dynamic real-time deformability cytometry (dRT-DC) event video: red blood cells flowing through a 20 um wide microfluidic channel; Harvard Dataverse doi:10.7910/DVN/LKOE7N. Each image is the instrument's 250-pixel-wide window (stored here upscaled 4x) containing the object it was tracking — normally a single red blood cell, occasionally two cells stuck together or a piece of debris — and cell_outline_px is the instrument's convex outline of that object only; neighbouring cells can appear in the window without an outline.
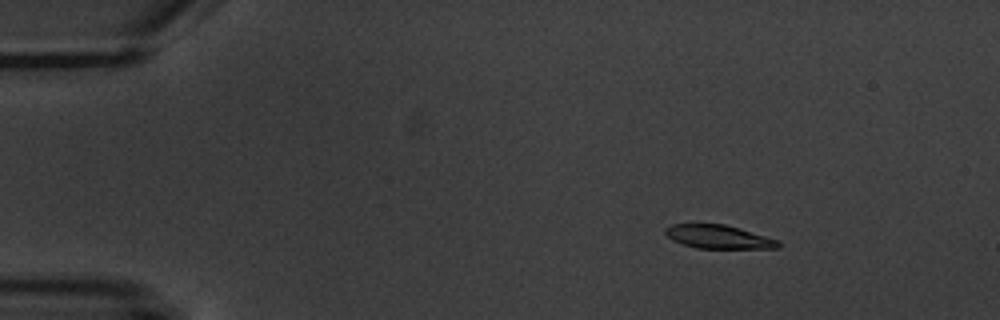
{"species": "common noctule bat (a hibernating species)", "species_latin": "Nyctalus noctula", "temperature_condition": "warm", "stored_images_in_passage": 5, "camera_frame_rate_fps": 3000, "um_per_image_px": 0.085, "animal": {"sex": "male", "body_mass_g": 20.1, "forearm_length_mm": 53.5}, "frame": {"image": 1, "passage_image": 2, "time_ms": 1.0, "image_size_px": [1000, 320], "cell_outline_px": [[780, 248], [696, 248], [672, 240], [664, 232], [664, 228], [672, 224], [724, 224], [740, 228], [780, 240]], "centroid_in_image_um": [61.09, 20.12], "position_along_channel_um": 23.9, "area_um2": 15.49}}
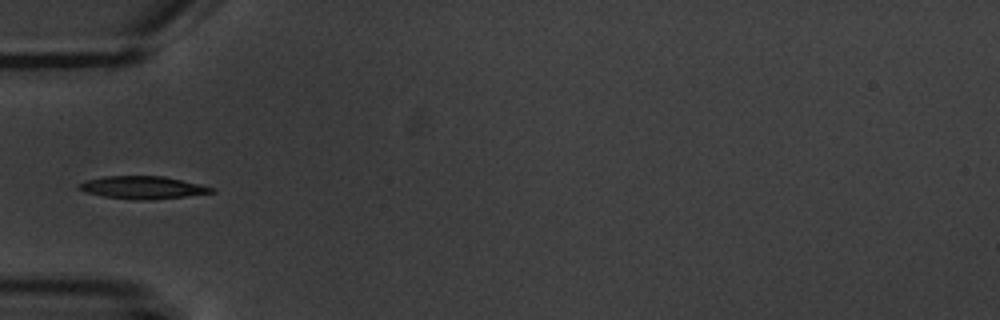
{"frame": {"image": 2, "passage_image": 5, "time_ms": 4.667, "image_size_px": [1000, 320], "cell_outline_px": [[216, 192], [184, 196], [148, 200], [136, 200], [104, 196], [88, 192], [76, 188], [76, 184], [88, 180], [104, 176], [164, 176], [200, 184], [216, 188]], "centroid_in_image_um": [12.14, 15.93], "position_along_channel_um": 72.9, "area_um2": 17.4}}